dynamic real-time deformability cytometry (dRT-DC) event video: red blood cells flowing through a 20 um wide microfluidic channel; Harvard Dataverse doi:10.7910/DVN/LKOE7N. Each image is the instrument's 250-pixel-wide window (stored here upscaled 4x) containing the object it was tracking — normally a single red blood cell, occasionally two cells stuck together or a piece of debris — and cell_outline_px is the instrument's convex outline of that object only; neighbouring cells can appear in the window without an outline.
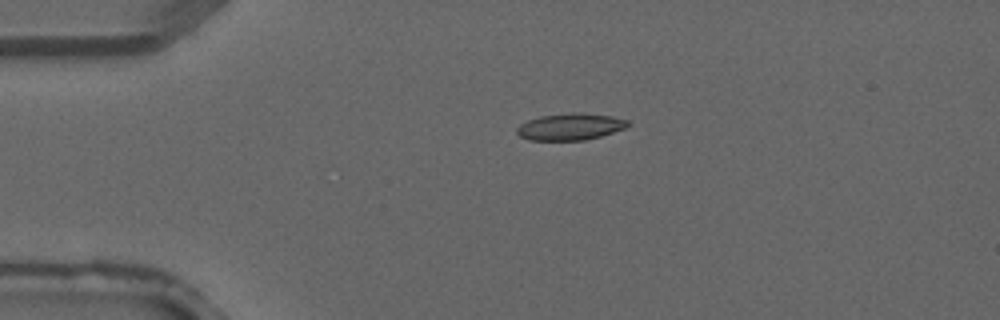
{"species": "common noctule bat (a hibernating species)", "species_latin": "Nyctalus noctula", "temperature_condition": "warm", "stored_images_in_passage": 2, "camera_frame_rate_fps": 3000, "um_per_image_px": 0.085, "animal": {"sex": "male", "forearm_length_mm": 52.5}, "frame": {"image": 1, "passage_image": 2, "time_ms": 0.333, "image_size_px": [1000, 320], "cell_outline_px": [[628, 124], [624, 128], [600, 136], [584, 140], [528, 140], [520, 136], [516, 132], [516, 128], [520, 124], [528, 120], [540, 116], [572, 112], [612, 116], [628, 120]], "centroid_in_image_um": [48.42, 10.77], "position_along_channel_um": 36.6, "area_um2": 17.11}}